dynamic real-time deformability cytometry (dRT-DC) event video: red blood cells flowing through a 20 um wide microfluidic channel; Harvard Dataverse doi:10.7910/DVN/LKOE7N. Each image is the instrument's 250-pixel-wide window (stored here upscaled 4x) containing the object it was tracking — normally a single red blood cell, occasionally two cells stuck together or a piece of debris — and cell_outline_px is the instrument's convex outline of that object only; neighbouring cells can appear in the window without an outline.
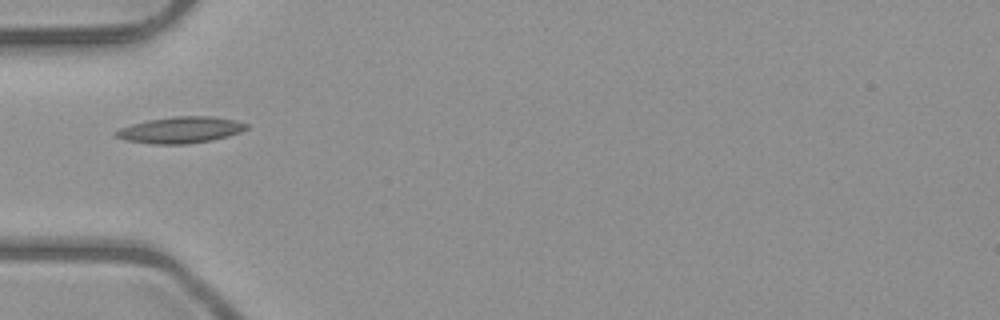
{"species": "common noctule bat (a hibernating species)", "species_latin": "Nyctalus noctula", "temperature_condition": "room temperature", "stored_images_in_passage": 1, "camera_frame_rate_fps": 3000, "um_per_image_px": 0.085, "animal": {"sex": "male", "body_mass_g": 23.1, "forearm_length_mm": 52.7}, "frame": {"image": 1, "passage_image": 1, "time_ms": 0.0, "image_size_px": [1000, 320], "cell_outline_px": [[248, 128], [240, 132], [228, 136], [212, 140], [188, 144], [152, 144], [124, 140], [116, 136], [112, 132], [120, 128], [132, 124], [148, 120], [172, 116], [212, 116], [236, 120], [248, 124]], "centroid_in_image_um": [15.34, 11.04], "position_along_channel_um": 69.7, "area_um2": 20.17}}